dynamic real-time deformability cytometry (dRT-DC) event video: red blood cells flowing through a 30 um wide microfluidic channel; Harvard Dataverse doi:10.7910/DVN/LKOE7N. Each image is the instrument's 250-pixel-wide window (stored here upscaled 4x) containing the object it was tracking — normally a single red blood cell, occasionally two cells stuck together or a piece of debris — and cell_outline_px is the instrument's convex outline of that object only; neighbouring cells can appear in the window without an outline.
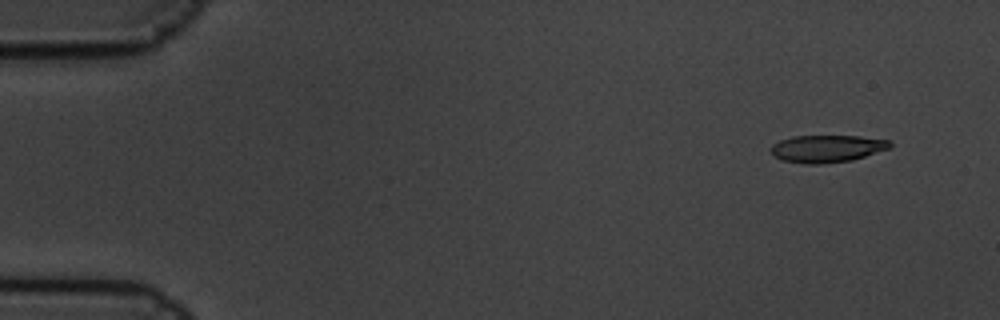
{"species": "common noctule bat (a hibernating species)", "species_latin": "Nyctalus noctula", "temperature_condition": "cold", "stored_images_in_passage": 7, "camera_frame_rate_fps": 3000, "um_per_image_px": 0.085, "animal": {"sex": "male", "body_mass_g": 19.5, "forearm_length_mm": 54.6}, "frame": {"image": 1, "passage_image": 2, "time_ms": 0.333, "image_size_px": [1000, 320], "cell_outline_px": [[892, 144], [888, 148], [852, 160], [820, 164], [804, 164], [784, 160], [772, 156], [772, 144], [780, 140], [792, 136], [860, 136], [888, 140]], "centroid_in_image_um": [70.25, 12.63], "position_along_channel_um": 14.7, "area_um2": 18.79}}
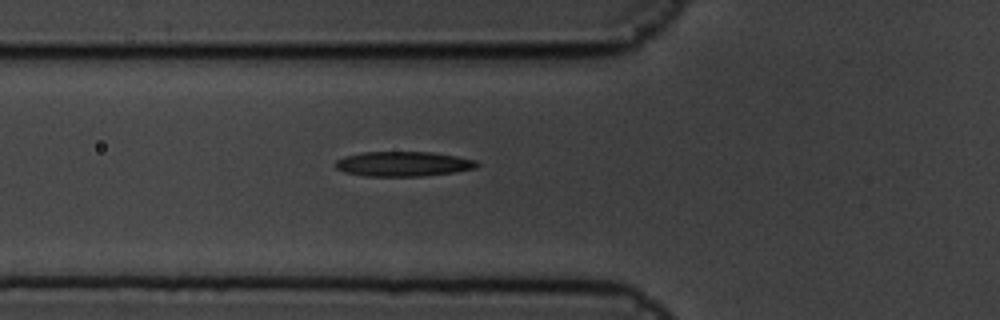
{"frame": {"image": 2, "passage_image": 7, "time_ms": 2.0, "image_size_px": [1000, 320], "cell_outline_px": [[480, 164], [476, 168], [456, 172], [424, 176], [364, 176], [344, 172], [336, 168], [332, 164], [336, 160], [344, 156], [364, 152], [432, 152], [456, 156], [476, 160]], "centroid_in_image_um": [34.26, 13.93], "position_along_channel_um": 91.5, "area_um2": 20.69}}